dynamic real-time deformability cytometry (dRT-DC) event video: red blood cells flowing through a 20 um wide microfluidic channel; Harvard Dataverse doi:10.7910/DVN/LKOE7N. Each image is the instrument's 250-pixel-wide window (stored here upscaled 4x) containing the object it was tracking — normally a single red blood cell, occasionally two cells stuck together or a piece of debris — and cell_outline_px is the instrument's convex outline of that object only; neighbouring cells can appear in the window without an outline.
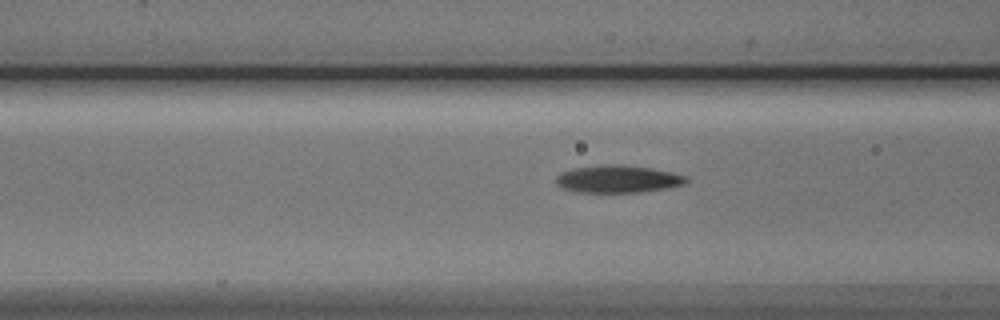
{"species": "Egyptian fruit bat (a non-hibernating species)", "species_latin": "Rousettus aegyptiacus", "temperature_condition": "cold", "stored_images_in_passage": 7, "camera_frame_rate_fps": 3000, "um_per_image_px": 0.085, "animal": {"sex": "male"}, "frame": {"image": 1, "passage_image": 4, "time_ms": 1.0, "image_size_px": [1000, 320], "cell_outline_px": [[688, 180], [684, 184], [664, 188], [640, 192], [576, 192], [564, 188], [556, 184], [556, 176], [564, 172], [576, 168], [604, 164], [620, 164], [652, 168], [672, 172], [688, 176]], "centroid_in_image_um": [52.54, 15.21], "position_along_channel_um": 114.1, "area_um2": 20.69}}